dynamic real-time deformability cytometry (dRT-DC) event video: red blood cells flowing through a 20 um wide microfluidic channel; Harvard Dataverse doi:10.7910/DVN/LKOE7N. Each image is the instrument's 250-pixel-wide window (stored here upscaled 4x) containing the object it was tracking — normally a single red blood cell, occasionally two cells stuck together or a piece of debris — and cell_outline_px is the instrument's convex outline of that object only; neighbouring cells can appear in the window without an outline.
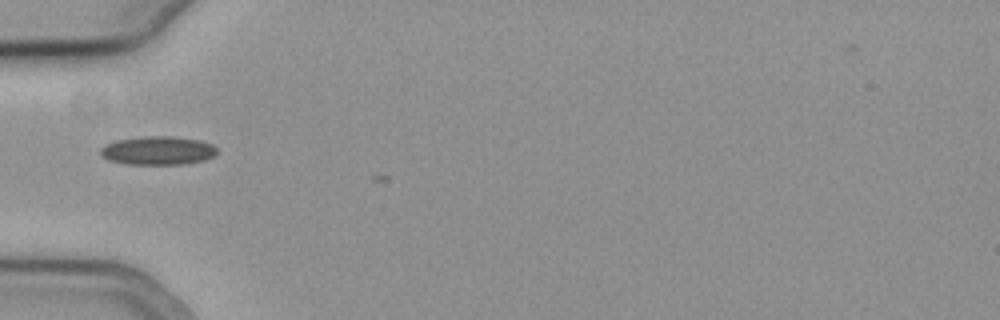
{"species": "common noctule bat (a hibernating species)", "species_latin": "Nyctalus noctula", "temperature_condition": "cold", "stored_images_in_passage": 6, "camera_frame_rate_fps": 3000, "um_per_image_px": 0.085, "animal": {"sex": "female", "body_mass_g": 19.3, "forearm_length_mm": 54.1}, "frame": {"image": 1, "passage_image": 3, "time_ms": 0.667, "image_size_px": [1000, 320], "cell_outline_px": [[216, 152], [212, 156], [204, 160], [184, 164], [128, 164], [108, 160], [100, 156], [100, 148], [116, 140], [144, 136], [172, 136], [200, 140], [212, 144], [216, 148]], "centroid_in_image_um": [13.4, 12.79], "position_along_channel_um": 71.6, "area_um2": 19.36}}